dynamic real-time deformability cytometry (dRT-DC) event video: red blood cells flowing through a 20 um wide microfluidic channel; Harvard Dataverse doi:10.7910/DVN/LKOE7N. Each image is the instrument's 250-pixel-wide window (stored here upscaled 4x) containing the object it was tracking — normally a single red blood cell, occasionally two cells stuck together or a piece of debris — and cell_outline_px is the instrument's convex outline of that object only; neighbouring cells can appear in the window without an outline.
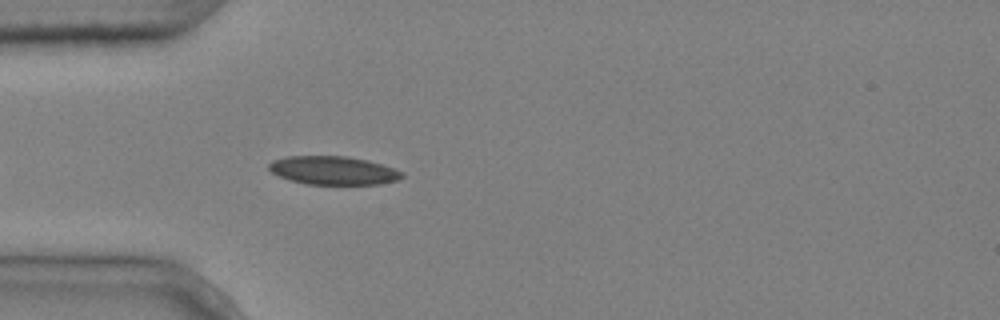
{"species": "common noctule bat (a hibernating species)", "species_latin": "Nyctalus noctula", "temperature_condition": "cold", "stored_images_in_passage": 5, "camera_frame_rate_fps": 3000, "um_per_image_px": 0.085, "animal": {"sex": "male", "body_mass_g": 20.4}, "frame": {"image": 1, "passage_image": 5, "time_ms": 1.333, "image_size_px": [1000, 320], "cell_outline_px": [[404, 176], [396, 180], [380, 184], [304, 184], [280, 176], [272, 172], [268, 168], [268, 164], [272, 160], [288, 156], [344, 156], [368, 160], [404, 172]], "centroid_in_image_um": [28.32, 14.48], "position_along_channel_um": 56.7, "area_um2": 21.91}}